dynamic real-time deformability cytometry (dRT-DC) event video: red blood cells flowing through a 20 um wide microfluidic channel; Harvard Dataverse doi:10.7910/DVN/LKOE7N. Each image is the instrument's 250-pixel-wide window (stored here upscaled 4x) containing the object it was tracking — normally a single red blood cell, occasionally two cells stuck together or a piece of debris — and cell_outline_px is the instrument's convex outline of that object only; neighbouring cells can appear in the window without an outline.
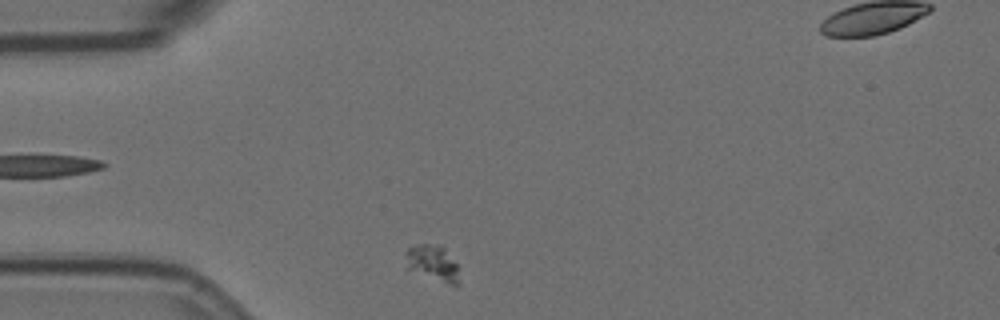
{"species": "Egyptian fruit bat (a non-hibernating species)", "species_latin": "Rousettus aegyptiacus", "temperature_condition": "room temperature", "stored_images_in_passage": 38, "camera_frame_rate_fps": 3000, "um_per_image_px": 0.085, "animal": {"sex": "female"}, "frame": {"image": 1, "passage_image": 1, "time_ms": 0.0, "image_size_px": [1000, 320], "cell_outline_px": [[460, 284], [448, 284], [408, 268], [404, 256], [404, 252], [412, 244], [440, 244], [444, 248], [456, 264]], "centroid_in_image_um": [36.75, 22.31], "position_along_channel_um": 48.3, "area_um2": 11.04}}
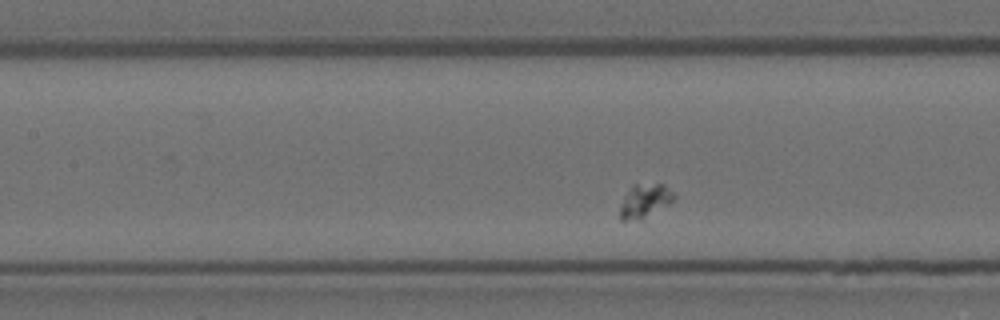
{"frame": {"image": 2, "passage_image": 12, "time_ms": 3.667, "image_size_px": [1000, 320], "cell_outline_px": [[676, 196], [668, 204], [644, 224], [620, 220], [620, 208], [624, 196], [632, 184], [664, 184], [676, 192]], "centroid_in_image_um": [54.82, 17.17], "position_along_channel_um": 152.6, "area_um2": 11.5}}
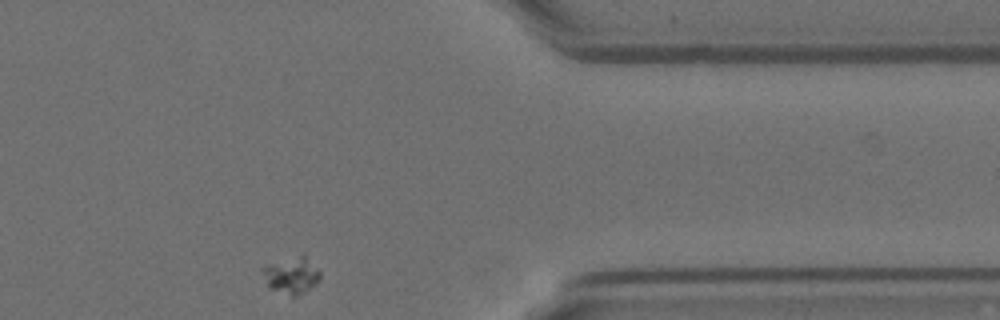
{"frame": {"image": 3, "passage_image": 35, "time_ms": 11.333, "image_size_px": [1000, 320], "cell_outline_px": [[320, 276], [304, 292], [296, 296], [292, 296], [268, 288], [260, 272], [260, 268], [268, 264], [304, 252], [320, 272]], "centroid_in_image_um": [24.71, 23.35], "position_along_channel_um": 386.7, "area_um2": 12.43}}